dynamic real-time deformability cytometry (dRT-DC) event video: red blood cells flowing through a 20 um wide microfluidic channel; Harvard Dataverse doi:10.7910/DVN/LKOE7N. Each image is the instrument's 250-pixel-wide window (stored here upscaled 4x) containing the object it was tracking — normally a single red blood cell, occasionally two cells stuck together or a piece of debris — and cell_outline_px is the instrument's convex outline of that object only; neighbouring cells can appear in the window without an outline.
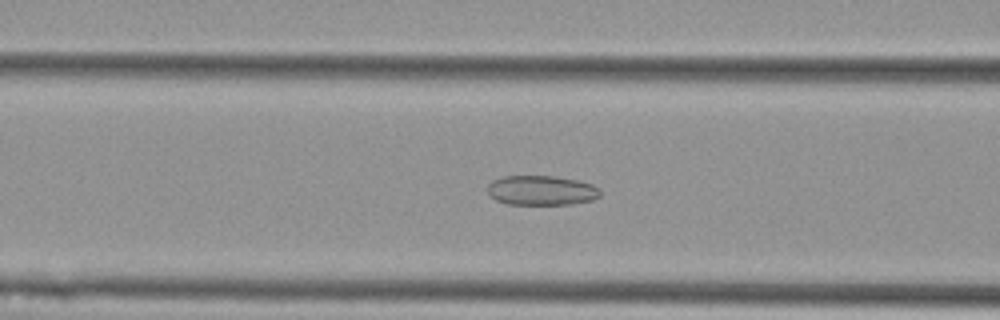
{"species": "Egyptian fruit bat (a non-hibernating species)", "species_latin": "Rousettus aegyptiacus", "temperature_condition": "cold", "stored_images_in_passage": 41, "camera_frame_rate_fps": 3000, "um_per_image_px": 0.085, "animal": {"sex": "female"}, "frame": {"image": 1, "passage_image": 12, "time_ms": 3.667, "image_size_px": [1000, 320], "cell_outline_px": [[600, 196], [592, 200], [572, 204], [508, 204], [496, 200], [488, 192], [488, 184], [492, 180], [504, 176], [552, 176], [576, 180], [592, 184], [600, 192]], "centroid_in_image_um": [46.0, 16.18], "position_along_channel_um": 120.6, "area_um2": 19.31}}
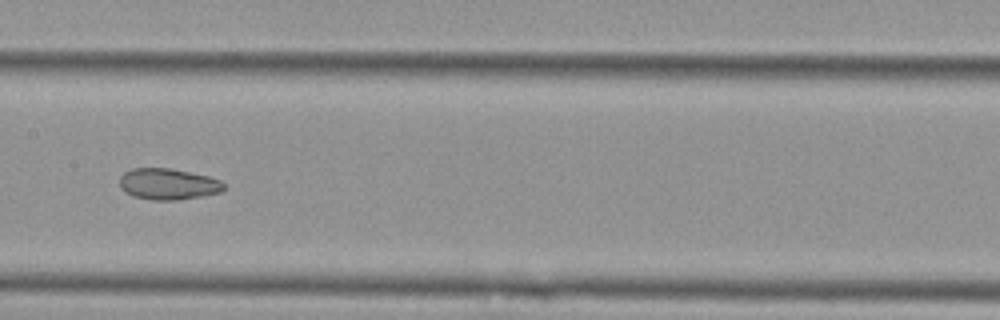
{"frame": {"image": 2, "passage_image": 18, "time_ms": 5.667, "image_size_px": [1000, 320], "cell_outline_px": [[224, 188], [220, 192], [204, 196], [180, 200], [152, 200], [132, 196], [120, 184], [120, 176], [124, 172], [132, 168], [168, 168], [208, 176], [220, 180], [224, 184]], "centroid_in_image_um": [14.3, 15.65], "position_along_channel_um": 193.1, "area_um2": 18.84}}
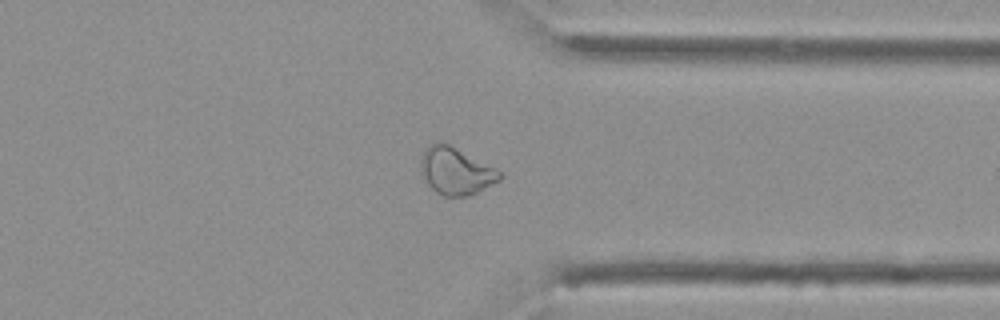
{"frame": {"image": 3, "passage_image": 33, "time_ms": 10.667, "image_size_px": [1000, 320], "cell_outline_px": [[504, 176], [500, 180], [468, 196], [444, 196], [436, 192], [428, 184], [420, 172], [420, 160], [424, 152], [436, 140], [448, 144], [500, 172]], "centroid_in_image_um": [38.7, 14.55], "position_along_channel_um": 372.7, "area_um2": 21.1}, "authors_computed_cell_mechanics": {"area_um2": 20.3456, "velocity_mm_per_s": 3.6335, "shape_relaxation_time_tau1_ms": null, "shape_relaxation_time_tau2_ms": 2.552, "deformation_change_tau1": null, "deformation_change_tau2": 0.0673}}